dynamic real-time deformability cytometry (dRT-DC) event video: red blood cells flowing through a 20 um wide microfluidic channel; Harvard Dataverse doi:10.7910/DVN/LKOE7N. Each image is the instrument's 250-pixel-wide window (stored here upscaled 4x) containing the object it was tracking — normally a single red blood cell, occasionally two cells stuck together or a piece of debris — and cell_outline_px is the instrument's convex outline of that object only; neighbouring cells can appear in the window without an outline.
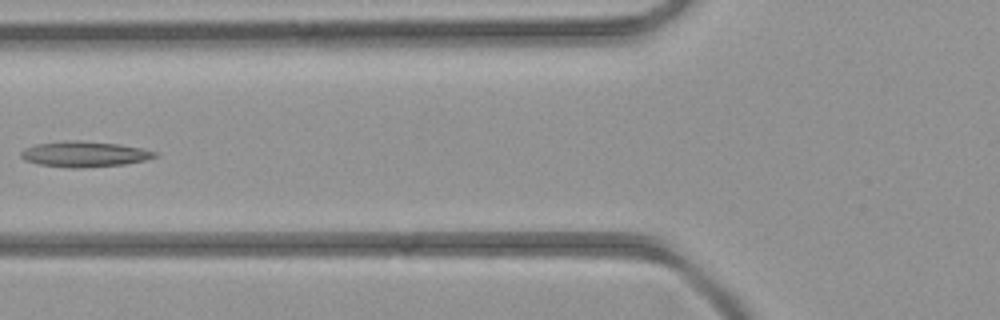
{"species": "common noctule bat (a hibernating species)", "species_latin": "Nyctalus noctula", "temperature_condition": "room temperature", "stored_images_in_passage": 5, "camera_frame_rate_fps": 3000, "um_per_image_px": 0.085, "animal": {"sex": "female", "body_mass_g": 21.9}, "frame": {"image": 1, "passage_image": 5, "time_ms": 5.333, "image_size_px": [1000, 320], "cell_outline_px": [[160, 156], [144, 160], [124, 164], [76, 168], [68, 168], [36, 164], [24, 160], [20, 156], [20, 152], [24, 148], [36, 144], [64, 140], [80, 140], [120, 144], [144, 148], [156, 152]], "centroid_in_image_um": [7.15, 13.09], "position_along_channel_um": 118.6, "area_um2": 20.23}}